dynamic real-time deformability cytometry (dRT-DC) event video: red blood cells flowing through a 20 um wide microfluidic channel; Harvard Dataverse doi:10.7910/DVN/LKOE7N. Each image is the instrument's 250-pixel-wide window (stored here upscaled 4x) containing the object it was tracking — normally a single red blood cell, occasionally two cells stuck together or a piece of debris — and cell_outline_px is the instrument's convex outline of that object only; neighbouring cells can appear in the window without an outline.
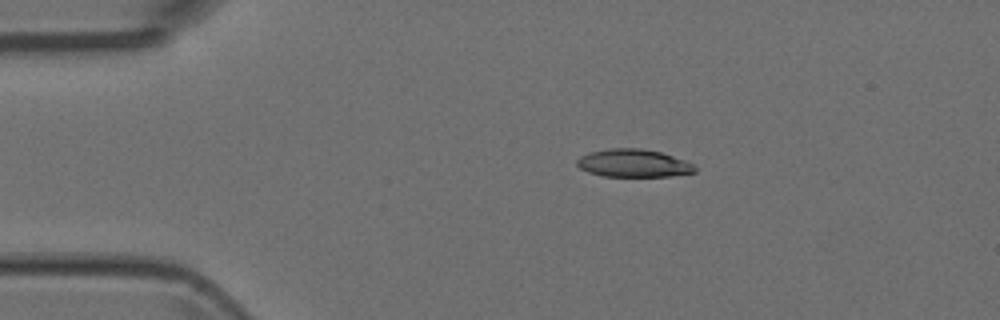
{"species": "Egyptian fruit bat (a non-hibernating species)", "species_latin": "Rousettus aegyptiacus", "temperature_condition": "room temperature", "stored_images_in_passage": 5, "camera_frame_rate_fps": 3000, "um_per_image_px": 0.085, "animal": {"sex": "female"}, "frame": {"image": 1, "passage_image": 1, "time_ms": 0.0, "image_size_px": [1000, 320], "cell_outline_px": [[696, 172], [668, 176], [604, 176], [588, 172], [580, 168], [576, 164], [576, 160], [580, 156], [588, 152], [608, 148], [640, 148], [660, 152], [684, 160], [692, 164], [696, 168]], "centroid_in_image_um": [53.8, 13.86], "position_along_channel_um": 31.2, "area_um2": 19.07}}
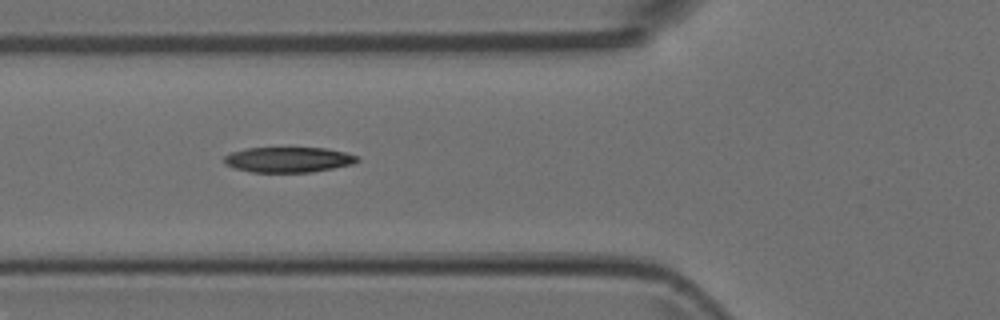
{"frame": {"image": 2, "passage_image": 3, "time_ms": 0.667, "image_size_px": [1000, 320], "cell_outline_px": [[360, 160], [352, 164], [312, 172], [252, 172], [236, 168], [224, 164], [224, 156], [232, 152], [248, 148], [328, 148], [360, 156]], "centroid_in_image_um": [24.54, 13.57], "position_along_channel_um": 101.3, "area_um2": 19.59}}
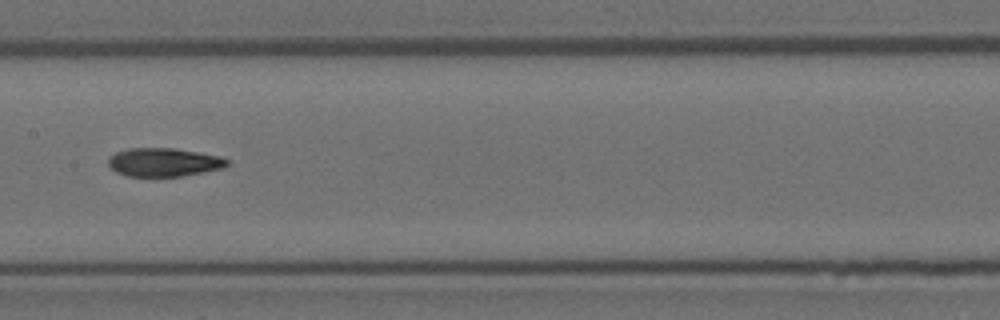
{"frame": {"image": 3, "passage_image": 5, "time_ms": 1.333, "image_size_px": [1000, 320], "cell_outline_px": [[228, 164], [224, 168], [184, 176], [128, 176], [116, 172], [108, 164], [108, 156], [116, 152], [128, 148], [176, 148], [220, 156], [228, 160]], "centroid_in_image_um": [13.92, 13.78], "position_along_channel_um": 193.5, "area_um2": 19.83}}